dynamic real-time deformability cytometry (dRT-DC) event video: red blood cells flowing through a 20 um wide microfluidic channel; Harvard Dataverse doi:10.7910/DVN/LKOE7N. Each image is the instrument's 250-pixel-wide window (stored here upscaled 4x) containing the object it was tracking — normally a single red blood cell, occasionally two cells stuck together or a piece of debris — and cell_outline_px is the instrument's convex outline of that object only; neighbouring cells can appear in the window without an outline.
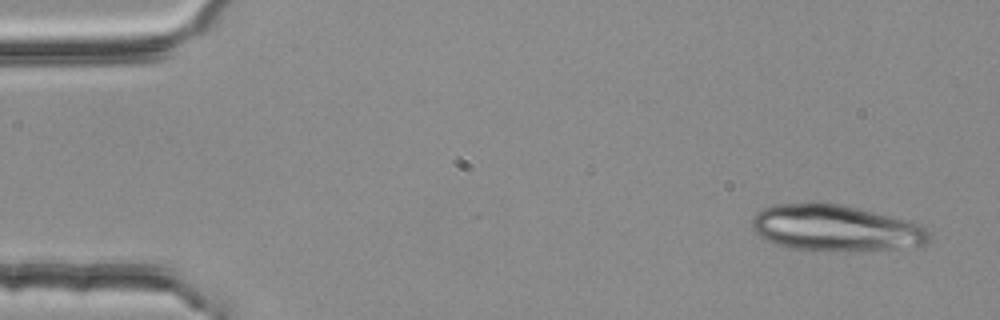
{"species": "common noctule bat (a hibernating species)", "species_latin": "Nyctalus noctula", "temperature_condition": "room temperature", "stored_images_in_passage": 4, "camera_frame_rate_fps": 3000, "um_per_image_px": 0.085, "animal": {"sex": "female", "body_mass_g": 25.1}, "frame": {"image": 1, "passage_image": 1, "time_ms": 0.0, "image_size_px": [1000, 320], "cell_outline_px": [[932, 236], [924, 244], [896, 248], [788, 248], [764, 240], [752, 228], [752, 220], [756, 212], [764, 208], [776, 204], [840, 204], [912, 220], [920, 224]], "centroid_in_image_um": [71.01, 19.34], "position_along_channel_um": 14.0, "area_um2": 46.12}}